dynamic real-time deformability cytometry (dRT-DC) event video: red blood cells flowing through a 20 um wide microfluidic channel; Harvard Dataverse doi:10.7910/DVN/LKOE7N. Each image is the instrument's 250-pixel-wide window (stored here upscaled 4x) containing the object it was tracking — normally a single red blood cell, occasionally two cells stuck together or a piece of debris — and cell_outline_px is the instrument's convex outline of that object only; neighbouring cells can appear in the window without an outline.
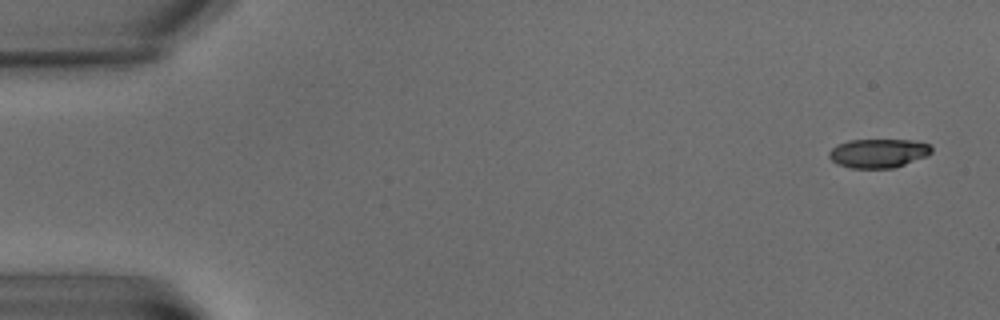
{"species": "common noctule bat (a hibernating species)", "species_latin": "Nyctalus noctula", "temperature_condition": "warm", "stored_images_in_passage": 6, "camera_frame_rate_fps": 3000, "um_per_image_px": 0.085, "animal": {"sex": "male", "body_mass_g": 15.6}, "frame": {"image": 1, "passage_image": 1, "time_ms": 0.0, "image_size_px": [1000, 320], "cell_outline_px": [[932, 152], [928, 156], [892, 168], [852, 168], [836, 164], [828, 156], [828, 152], [836, 144], [848, 140], [912, 140], [928, 144], [932, 148]], "centroid_in_image_um": [74.63, 13.02], "position_along_channel_um": 10.4, "area_um2": 17.34}}